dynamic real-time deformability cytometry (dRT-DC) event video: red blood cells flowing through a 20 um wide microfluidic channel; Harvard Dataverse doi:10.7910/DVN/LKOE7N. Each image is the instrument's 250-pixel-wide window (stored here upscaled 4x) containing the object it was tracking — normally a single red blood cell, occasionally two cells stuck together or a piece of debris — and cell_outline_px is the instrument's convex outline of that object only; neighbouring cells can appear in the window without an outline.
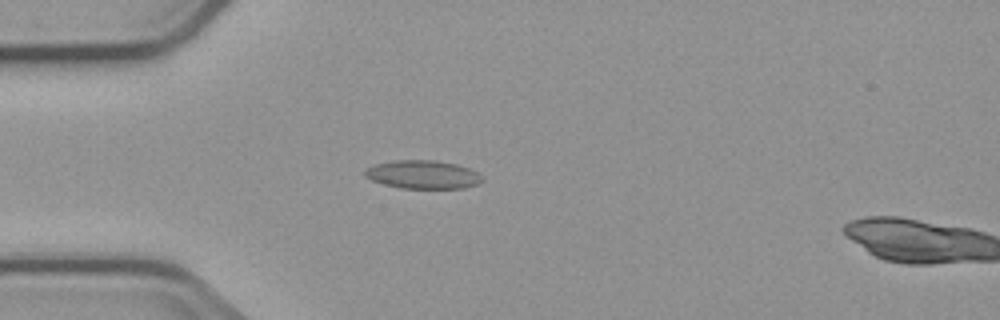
{"species": "common noctule bat (a hibernating species)", "species_latin": "Nyctalus noctula", "temperature_condition": "cold", "stored_images_in_passage": 4, "camera_frame_rate_fps": 3000, "um_per_image_px": 0.085, "animal": {"sex": "male", "body_mass_g": 23.1, "forearm_length_mm": 52.7}, "frame": {"image": 1, "passage_image": 3, "time_ms": 2.333, "image_size_px": [1000, 320], "cell_outline_px": [[484, 180], [476, 184], [464, 188], [400, 188], [384, 184], [372, 180], [364, 176], [364, 168], [376, 164], [392, 160], [432, 160], [456, 164], [468, 168], [476, 172]], "centroid_in_image_um": [35.89, 14.83], "position_along_channel_um": 49.1, "area_um2": 19.31}}